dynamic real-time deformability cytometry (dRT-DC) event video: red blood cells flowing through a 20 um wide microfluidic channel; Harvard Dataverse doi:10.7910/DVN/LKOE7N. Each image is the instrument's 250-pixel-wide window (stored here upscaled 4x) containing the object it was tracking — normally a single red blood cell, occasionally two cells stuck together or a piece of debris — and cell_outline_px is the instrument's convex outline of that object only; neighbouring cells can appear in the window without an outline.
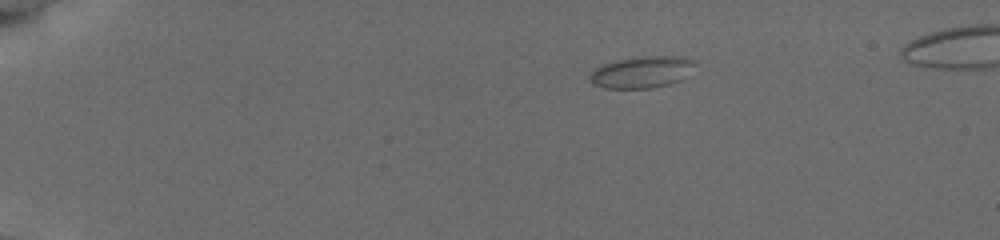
{"species": "common noctule bat (a hibernating species)", "species_latin": "Nyctalus noctula", "temperature_condition": "cold", "stored_images_in_passage": 15, "camera_frame_rate_fps": 3000, "um_per_image_px": 0.085, "animal": {"sex": "female", "body_mass_g": 19.5, "forearm_length_mm": 54.1}, "frame": {"image": 1, "passage_image": 1, "time_ms": 0.0, "image_size_px": [1000, 240], "cell_outline_px": [[692, 64], [680, 80], [668, 84], [648, 88], [604, 88], [592, 84], [592, 72], [596, 68], [604, 64], [620, 60], [660, 56], [684, 56], [692, 60]], "centroid_in_image_um": [54.51, 6.14], "position_along_channel_um": 30.5, "area_um2": 18.38}}